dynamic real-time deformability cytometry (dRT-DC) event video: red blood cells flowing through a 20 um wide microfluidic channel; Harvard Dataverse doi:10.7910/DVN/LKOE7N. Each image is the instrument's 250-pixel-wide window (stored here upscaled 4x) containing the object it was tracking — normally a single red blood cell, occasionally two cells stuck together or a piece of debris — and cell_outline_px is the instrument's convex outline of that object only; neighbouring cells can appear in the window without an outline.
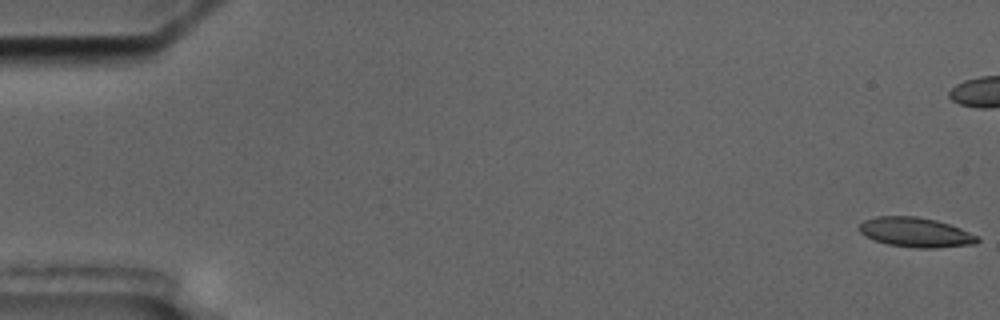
{"species": "common noctule bat (a hibernating species)", "species_latin": "Nyctalus noctula", "temperature_condition": "cold", "stored_images_in_passage": 7, "camera_frame_rate_fps": 3000, "um_per_image_px": 0.085, "animal": {"sex": "male", "body_mass_g": 17.5, "forearm_length_mm": 52.3}, "frame": {"image": 1, "passage_image": 1, "time_ms": 0.0, "image_size_px": [1000, 320], "cell_outline_px": [[980, 240], [976, 244], [932, 248], [916, 248], [888, 244], [864, 236], [860, 232], [860, 224], [864, 220], [876, 216], [916, 216], [936, 220], [960, 228], [976, 236]], "centroid_in_image_um": [77.81, 19.74], "position_along_channel_um": 7.2, "area_um2": 20.23}}
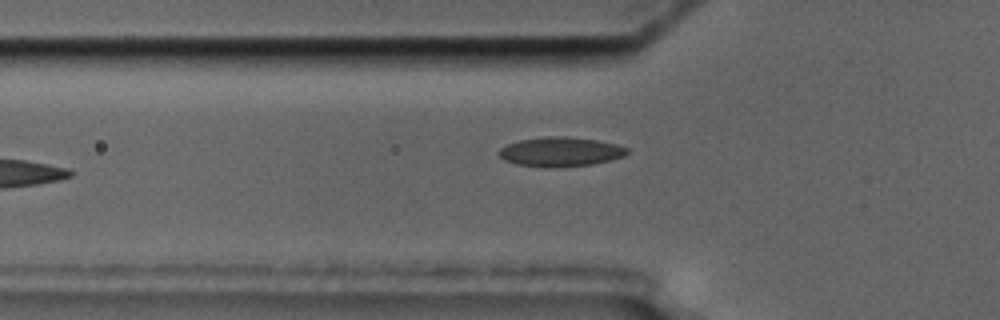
{"frame": {"image": 2, "passage_image": 7, "time_ms": 7.667, "image_size_px": [1000, 320], "cell_outline_px": [[628, 152], [624, 156], [592, 164], [516, 164], [504, 160], [496, 152], [500, 148], [508, 144], [520, 140], [544, 136], [568, 136], [596, 140], [616, 144], [628, 148]], "centroid_in_image_um": [47.64, 12.83], "position_along_channel_um": 78.2, "area_um2": 20.87}}